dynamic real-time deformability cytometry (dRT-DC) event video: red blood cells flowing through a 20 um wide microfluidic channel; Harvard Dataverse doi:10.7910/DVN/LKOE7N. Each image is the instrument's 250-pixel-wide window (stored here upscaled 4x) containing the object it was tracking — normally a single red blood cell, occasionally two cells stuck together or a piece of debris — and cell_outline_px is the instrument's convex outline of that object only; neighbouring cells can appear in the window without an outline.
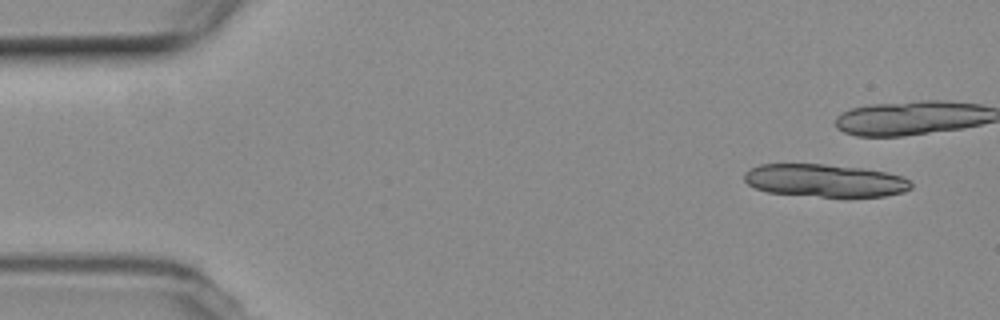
{"species": "common noctule bat (a hibernating species)", "species_latin": "Nyctalus noctula", "temperature_condition": "room temperature", "stored_images_in_passage": 6, "camera_frame_rate_fps": 3000, "um_per_image_px": 0.085, "animal": {"sex": "female", "body_mass_g": 19.3, "forearm_length_mm": 54.1}, "frame": {"image": 1, "passage_image": 2, "time_ms": 1.0, "image_size_px": [1000, 320], "cell_outline_px": [[912, 188], [904, 192], [884, 196], [820, 196], [768, 192], [756, 188], [748, 184], [744, 180], [744, 172], [760, 164], [824, 164], [864, 168], [888, 172], [900, 176], [908, 180], [912, 184]], "centroid_in_image_um": [70.13, 15.33], "position_along_channel_um": 14.9, "area_um2": 31.67}}